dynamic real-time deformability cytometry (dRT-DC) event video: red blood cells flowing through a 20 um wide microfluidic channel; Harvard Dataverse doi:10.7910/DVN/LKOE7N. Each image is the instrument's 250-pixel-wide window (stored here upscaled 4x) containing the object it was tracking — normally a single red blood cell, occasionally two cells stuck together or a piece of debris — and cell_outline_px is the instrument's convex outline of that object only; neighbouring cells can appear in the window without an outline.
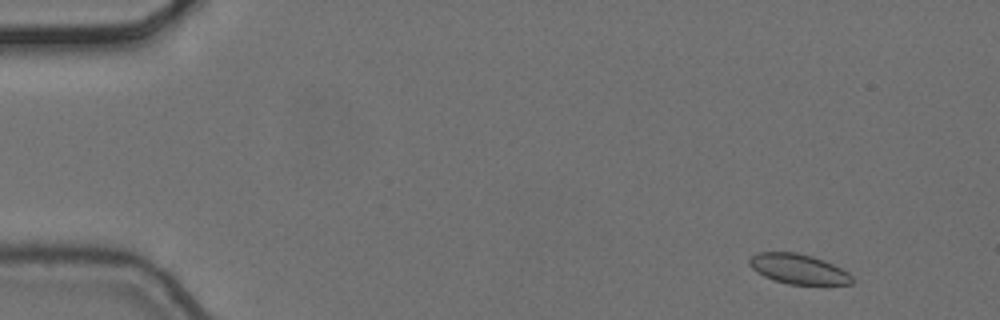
{"species": "common noctule bat (a hibernating species)", "species_latin": "Nyctalus noctula", "temperature_condition": "cold", "stored_images_in_passage": 5, "camera_frame_rate_fps": 3000, "um_per_image_px": 0.085, "animal": {"sex": "female", "body_mass_g": 24.6, "forearm_length_mm": 56.2}, "frame": {"image": 1, "passage_image": 2, "time_ms": 0.333, "image_size_px": [1000, 320], "cell_outline_px": [[856, 280], [852, 284], [788, 284], [764, 276], [756, 272], [748, 264], [748, 260], [756, 252], [796, 252], [812, 256], [824, 260], [848, 272]], "centroid_in_image_um": [67.86, 22.85], "position_along_channel_um": 17.1, "area_um2": 17.92}}
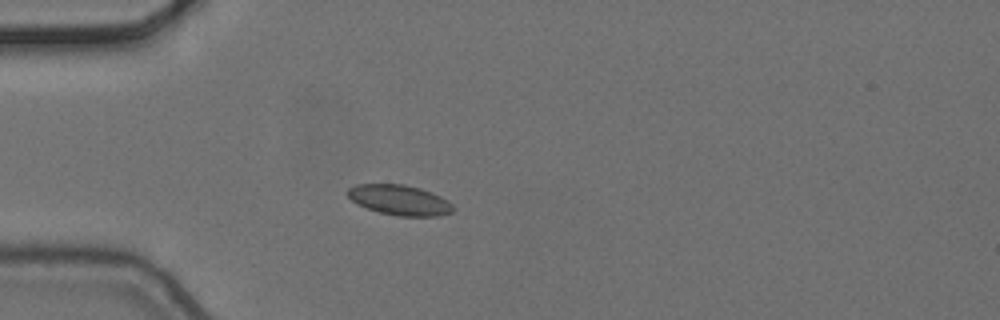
{"frame": {"image": 2, "passage_image": 5, "time_ms": 1.333, "image_size_px": [1000, 320], "cell_outline_px": [[456, 208], [452, 212], [440, 216], [400, 216], [380, 212], [356, 204], [344, 192], [348, 188], [356, 184], [404, 184], [420, 188], [432, 192], [448, 200]], "centroid_in_image_um": [33.97, 16.99], "position_along_channel_um": 51.0, "area_um2": 18.73}}